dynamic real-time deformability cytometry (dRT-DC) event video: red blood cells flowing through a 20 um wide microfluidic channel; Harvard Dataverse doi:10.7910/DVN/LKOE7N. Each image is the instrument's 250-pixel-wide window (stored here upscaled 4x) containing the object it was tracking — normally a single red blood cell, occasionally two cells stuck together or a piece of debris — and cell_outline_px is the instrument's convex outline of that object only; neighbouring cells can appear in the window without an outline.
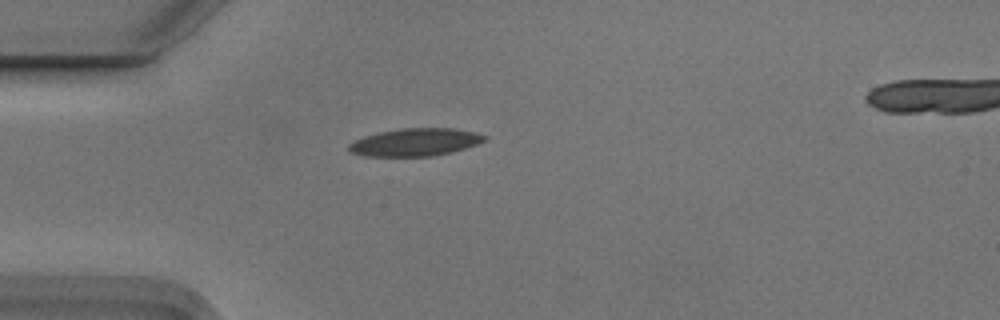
{"species": "Egyptian fruit bat (a non-hibernating species)", "species_latin": "Rousettus aegyptiacus", "temperature_condition": "cold", "stored_images_in_passage": 6, "segment_of_instrument_passage": [1, 2], "camera_frame_rate_fps": 3000, "um_per_image_px": 0.085, "animal": {"sex": "male"}, "frame": {"image": 1, "passage_image": 5, "time_ms": 1.333, "image_size_px": [1000, 320], "cell_outline_px": [[488, 136], [484, 140], [476, 144], [452, 152], [432, 156], [364, 156], [348, 152], [348, 144], [364, 136], [380, 132], [400, 128], [452, 128], [476, 132]], "centroid_in_image_um": [35.27, 12.08], "position_along_channel_um": 49.7, "area_um2": 21.85}}